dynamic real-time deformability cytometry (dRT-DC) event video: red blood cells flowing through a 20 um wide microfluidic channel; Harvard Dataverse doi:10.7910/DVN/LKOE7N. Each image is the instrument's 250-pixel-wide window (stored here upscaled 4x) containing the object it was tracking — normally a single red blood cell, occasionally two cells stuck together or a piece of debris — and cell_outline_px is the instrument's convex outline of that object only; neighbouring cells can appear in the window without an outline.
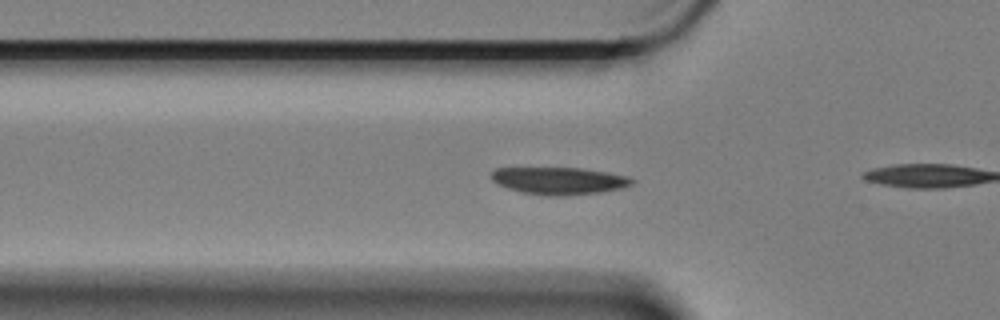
{"species": "Egyptian fruit bat (a non-hibernating species)", "species_latin": "Rousettus aegyptiacus", "temperature_condition": "cold", "stored_images_in_passage": 10, "camera_frame_rate_fps": 3000, "um_per_image_px": 0.085, "animal": {"sex": "female"}, "frame": {"image": 1, "passage_image": 9, "time_ms": 2.667, "image_size_px": [1000, 320], "cell_outline_px": [[636, 180], [632, 184], [620, 188], [600, 192], [568, 196], [548, 196], [524, 192], [508, 188], [492, 180], [492, 172], [496, 168], [580, 168], [608, 172], [628, 176]], "centroid_in_image_um": [47.57, 15.36], "position_along_channel_um": 78.2, "area_um2": 22.2}}